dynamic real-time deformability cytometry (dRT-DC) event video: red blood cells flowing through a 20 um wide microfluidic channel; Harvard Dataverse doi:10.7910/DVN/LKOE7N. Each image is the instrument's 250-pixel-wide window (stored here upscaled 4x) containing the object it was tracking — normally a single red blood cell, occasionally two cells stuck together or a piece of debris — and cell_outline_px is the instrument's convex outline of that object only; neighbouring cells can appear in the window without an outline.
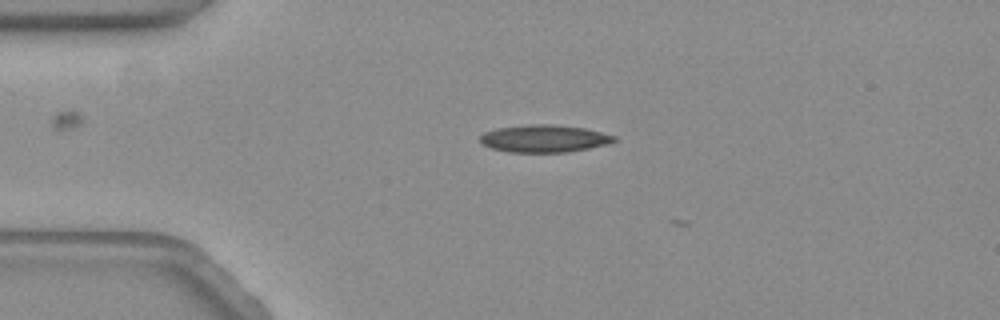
{"species": "common noctule bat (a hibernating species)", "species_latin": "Nyctalus noctula", "temperature_condition": "warm", "stored_images_in_passage": 3, "camera_frame_rate_fps": 3000, "um_per_image_px": 0.085, "animal": {"sex": "female", "body_mass_g": 19.3, "forearm_length_mm": 54.1}, "frame": {"image": 1, "passage_image": 2, "time_ms": 0.333, "image_size_px": [1000, 320], "cell_outline_px": [[620, 140], [608, 144], [588, 148], [564, 152], [508, 152], [492, 148], [480, 144], [480, 136], [484, 132], [496, 128], [528, 124], [556, 124], [584, 128], [616, 136]], "centroid_in_image_um": [46.25, 11.77], "position_along_channel_um": 38.7, "area_um2": 21.56}}